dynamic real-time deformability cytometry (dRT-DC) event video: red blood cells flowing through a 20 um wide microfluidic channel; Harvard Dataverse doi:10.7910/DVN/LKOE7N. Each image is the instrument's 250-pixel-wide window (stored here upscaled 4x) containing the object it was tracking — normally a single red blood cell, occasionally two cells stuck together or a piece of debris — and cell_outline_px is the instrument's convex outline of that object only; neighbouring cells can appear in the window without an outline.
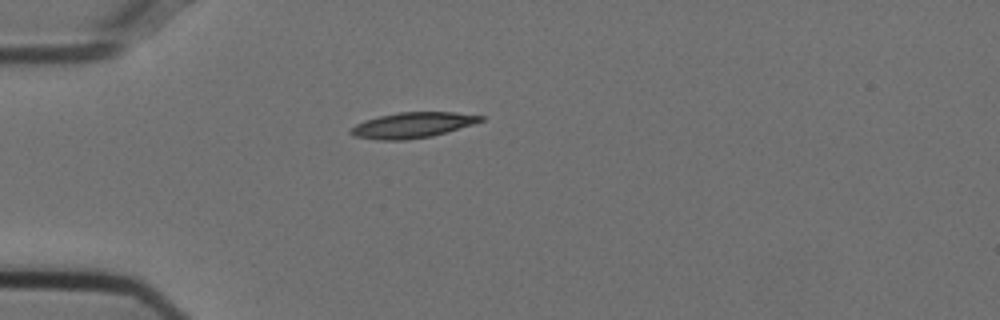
{"species": "Egyptian fruit bat (a non-hibernating species)", "species_latin": "Rousettus aegyptiacus", "temperature_condition": "cold", "stored_images_in_passage": 40, "camera_frame_rate_fps": 3000, "um_per_image_px": 0.085, "animal": {"sex": "female"}, "frame": {"image": 1, "passage_image": 1, "time_ms": 0.0, "image_size_px": [1000, 320], "cell_outline_px": [[484, 120], [472, 124], [432, 136], [404, 140], [376, 140], [352, 136], [348, 132], [356, 124], [364, 120], [380, 116], [400, 112], [456, 112], [484, 116]], "centroid_in_image_um": [35.02, 10.64], "position_along_channel_um": 50.0, "area_um2": 19.25}}
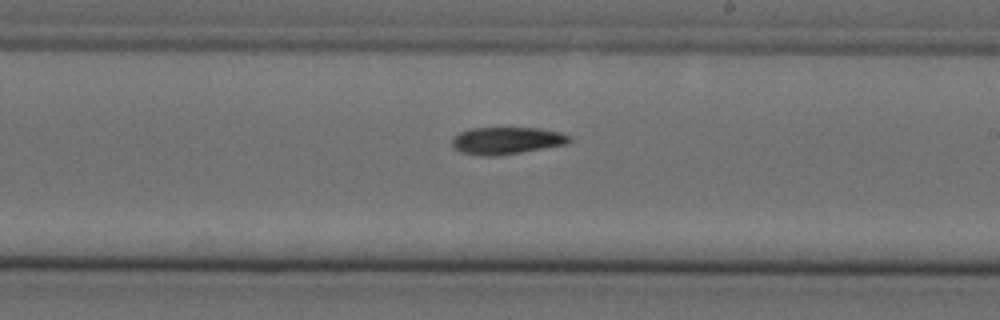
{"frame": {"image": 2, "passage_image": 18, "time_ms": 5.667, "image_size_px": [1000, 320], "cell_outline_px": [[572, 140], [568, 144], [496, 156], [484, 156], [460, 152], [452, 148], [452, 136], [468, 128], [540, 128], [564, 132], [572, 136]], "centroid_in_image_um": [43.08, 11.94], "position_along_channel_um": 245.9, "area_um2": 18.9}}
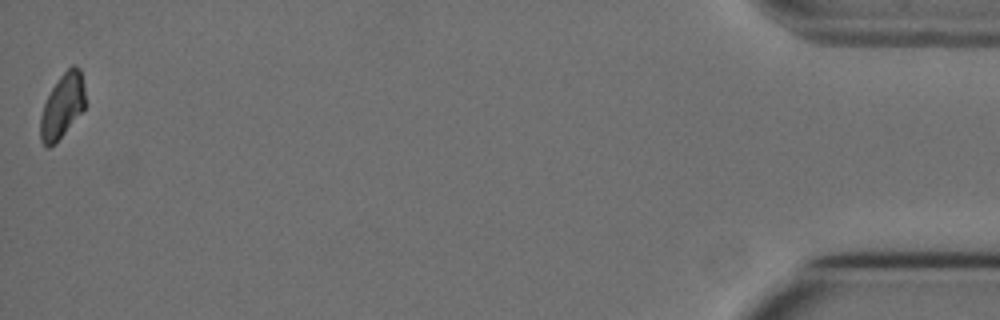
{"frame": {"image": 3, "passage_image": 40, "time_ms": 13.0, "image_size_px": [1000, 320], "cell_outline_px": [[88, 104], [64, 132], [48, 148], [40, 140], [40, 116], [44, 104], [52, 88], [60, 76], [72, 64], [80, 68], [84, 84]], "centroid_in_image_um": [5.33, 8.95], "position_along_channel_um": 429.9, "area_um2": 16.7}, "authors_computed_cell_mechanics": {"area_um2": 18.6694, "velocity_mm_per_s": 3.7214, "shape_relaxation_time_tau1_ms": 8.441, "shape_relaxation_time_tau2_ms": null, "deformation_change_tau1": 0.1823, "deformation_change_tau2": null}}